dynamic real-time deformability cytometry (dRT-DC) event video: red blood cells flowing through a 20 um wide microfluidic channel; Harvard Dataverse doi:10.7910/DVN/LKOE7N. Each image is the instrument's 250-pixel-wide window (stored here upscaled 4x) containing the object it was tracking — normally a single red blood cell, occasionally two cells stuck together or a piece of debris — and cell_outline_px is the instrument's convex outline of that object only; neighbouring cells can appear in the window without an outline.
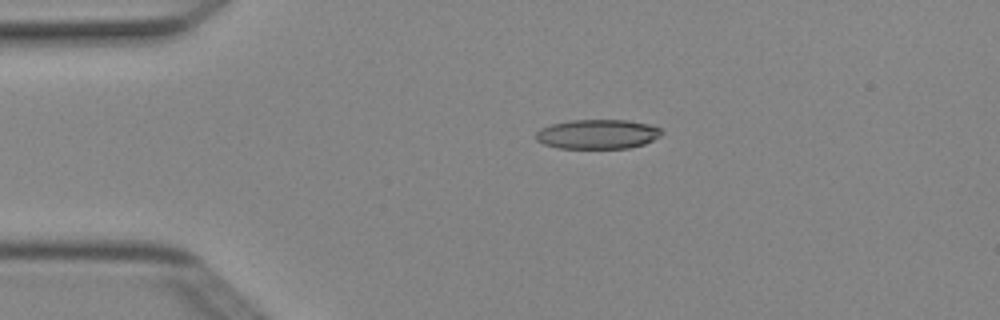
{"species": "Egyptian fruit bat (a non-hibernating species)", "species_latin": "Rousettus aegyptiacus", "temperature_condition": "cold", "stored_images_in_passage": 3, "camera_frame_rate_fps": 3000, "um_per_image_px": 0.085, "animal": {"sex": "female"}, "frame": {"image": 1, "passage_image": 2, "time_ms": 0.333, "image_size_px": [1000, 320], "cell_outline_px": [[660, 136], [644, 144], [628, 148], [556, 148], [544, 144], [536, 140], [536, 132], [540, 128], [552, 124], [572, 120], [628, 120], [648, 124], [660, 128]], "centroid_in_image_um": [50.76, 11.4], "position_along_channel_um": 34.2, "area_um2": 21.5}}
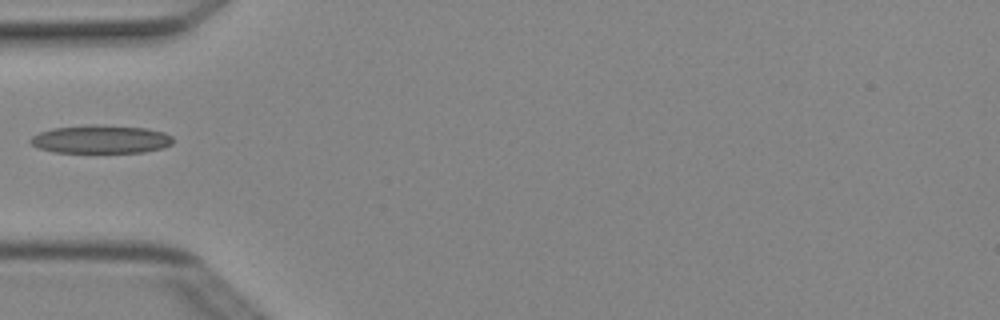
{"frame": {"image": 2, "passage_image": 3, "time_ms": 0.667, "image_size_px": [1000, 320], "cell_outline_px": [[172, 144], [164, 148], [144, 152], [52, 152], [36, 148], [28, 140], [32, 136], [40, 132], [52, 128], [88, 124], [100, 124], [148, 128], [164, 132], [172, 136]], "centroid_in_image_um": [8.56, 11.83], "position_along_channel_um": 76.4, "area_um2": 23.81}}